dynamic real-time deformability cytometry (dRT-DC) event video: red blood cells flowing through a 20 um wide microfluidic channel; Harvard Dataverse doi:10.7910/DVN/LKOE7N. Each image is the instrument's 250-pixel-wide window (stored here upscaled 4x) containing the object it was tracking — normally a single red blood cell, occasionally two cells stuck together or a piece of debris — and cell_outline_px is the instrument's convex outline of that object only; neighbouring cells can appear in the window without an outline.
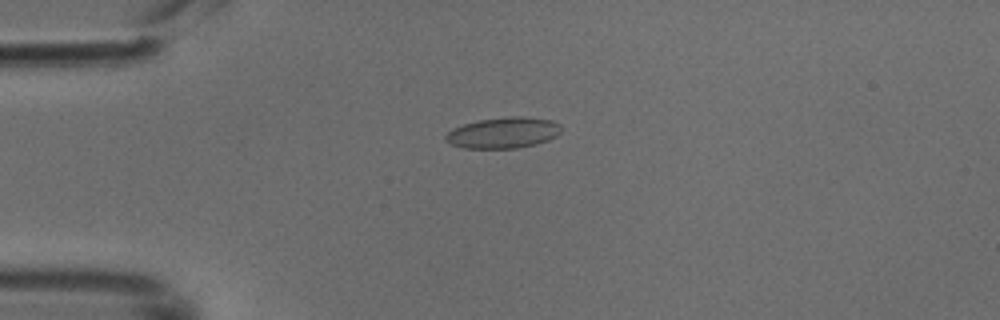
{"species": "common noctule bat (a hibernating species)", "species_latin": "Nyctalus noctula", "temperature_condition": "cold", "stored_images_in_passage": 38, "camera_frame_rate_fps": 3000, "um_per_image_px": 0.085, "animal": {"sex": "male", "body_mass_g": 18.8}, "frame": {"image": 1, "passage_image": 1, "time_ms": 0.0, "image_size_px": [1000, 320], "cell_outline_px": [[560, 132], [556, 136], [548, 140], [536, 144], [520, 148], [464, 148], [452, 144], [444, 140], [444, 136], [448, 132], [464, 124], [480, 120], [512, 116], [524, 116], [552, 120], [560, 124]], "centroid_in_image_um": [42.8, 11.29], "position_along_channel_um": 42.2, "area_um2": 20.75}}
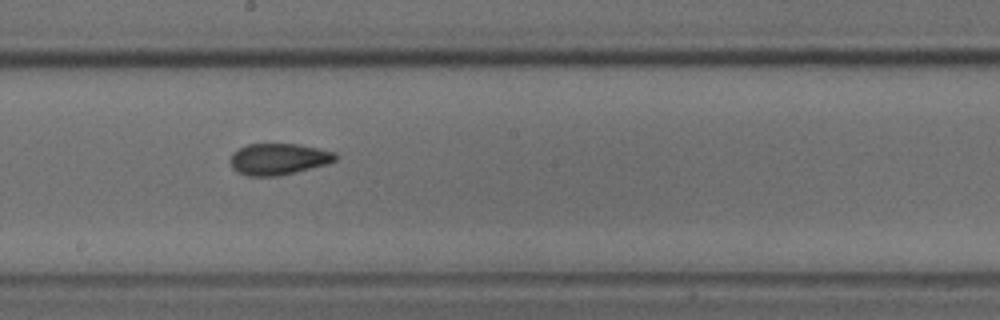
{"frame": {"image": 2, "passage_image": 16, "time_ms": 5.0, "image_size_px": [1000, 320], "cell_outline_px": [[340, 156], [336, 160], [328, 164], [280, 176], [248, 176], [236, 172], [232, 168], [228, 160], [232, 152], [248, 144], [296, 144], [336, 152]], "centroid_in_image_um": [23.66, 13.53], "position_along_channel_um": 224.5, "area_um2": 19.54}}
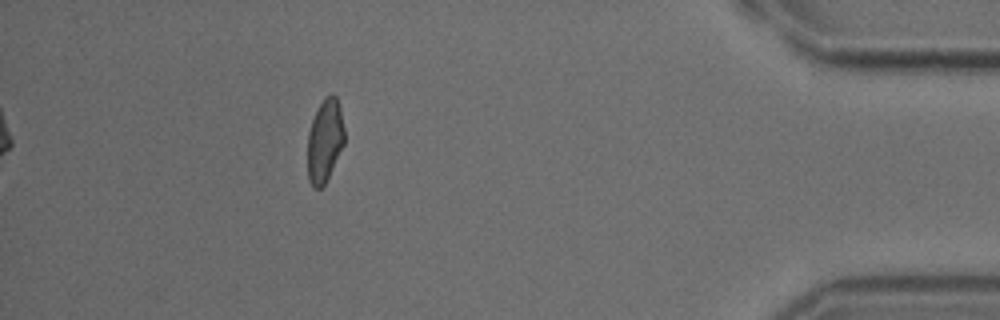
{"frame": {"image": 3, "passage_image": 33, "time_ms": 10.667, "image_size_px": [1000, 320], "cell_outline_px": [[344, 144], [324, 184], [320, 188], [312, 188], [308, 180], [308, 132], [312, 120], [324, 96], [332, 92], [336, 96], [340, 108], [344, 128]], "centroid_in_image_um": [27.6, 11.93], "position_along_channel_um": 407.6, "area_um2": 17.74}}